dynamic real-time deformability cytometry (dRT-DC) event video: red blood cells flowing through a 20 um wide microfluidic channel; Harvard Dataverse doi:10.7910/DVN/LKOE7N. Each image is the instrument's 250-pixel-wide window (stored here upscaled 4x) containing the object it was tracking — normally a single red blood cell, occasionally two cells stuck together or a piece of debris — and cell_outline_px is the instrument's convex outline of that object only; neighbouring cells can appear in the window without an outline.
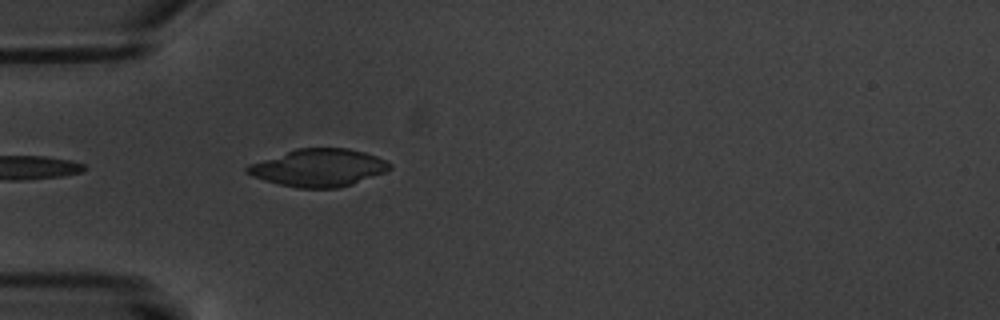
{"species": "common noctule bat (a hibernating species)", "species_latin": "Nyctalus noctula", "temperature_condition": "warm", "stored_images_in_passage": 6, "camera_frame_rate_fps": 3000, "um_per_image_px": 0.085, "animal": {"sex": "male", "body_mass_g": 20.1, "forearm_length_mm": 53.5}, "frame": {"image": 1, "passage_image": 6, "time_ms": 5.667, "image_size_px": [1000, 320], "cell_outline_px": [[392, 168], [384, 172], [352, 184], [336, 188], [296, 188], [264, 180], [252, 176], [244, 172], [244, 168], [248, 164], [296, 148], [348, 148], [364, 152], [376, 156], [392, 164]], "centroid_in_image_um": [27.04, 14.25], "position_along_channel_um": 58.0, "area_um2": 31.15}}